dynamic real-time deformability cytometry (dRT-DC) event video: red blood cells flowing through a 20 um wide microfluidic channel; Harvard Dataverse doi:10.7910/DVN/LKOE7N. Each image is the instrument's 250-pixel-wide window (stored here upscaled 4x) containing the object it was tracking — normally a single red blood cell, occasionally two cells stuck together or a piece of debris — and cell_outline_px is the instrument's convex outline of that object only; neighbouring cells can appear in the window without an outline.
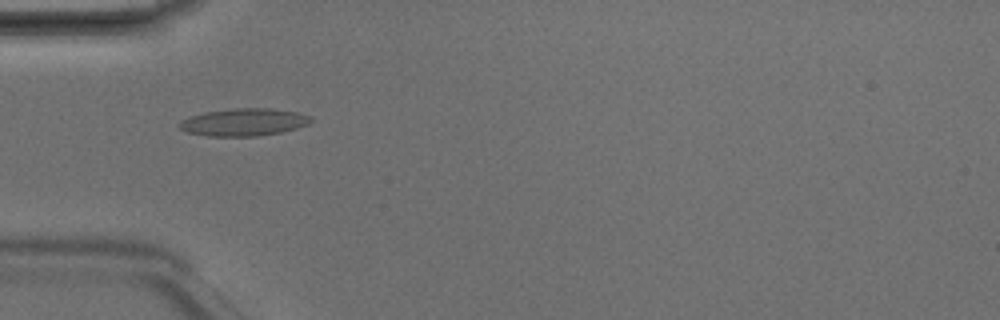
{"species": "Egyptian fruit bat (a non-hibernating species)", "species_latin": "Rousettus aegyptiacus", "temperature_condition": "room temperature", "stored_images_in_passage": 5, "camera_frame_rate_fps": 3000, "um_per_image_px": 0.085, "animal": {"sex": "male"}, "frame": {"image": 1, "passage_image": 4, "time_ms": 1.0, "image_size_px": [1000, 320], "cell_outline_px": [[312, 120], [308, 124], [296, 128], [280, 132], [256, 136], [208, 136], [188, 132], [180, 128], [180, 120], [204, 112], [236, 108], [272, 108], [296, 112], [312, 116]], "centroid_in_image_um": [20.75, 10.38], "position_along_channel_um": 64.3, "area_um2": 20.87}}